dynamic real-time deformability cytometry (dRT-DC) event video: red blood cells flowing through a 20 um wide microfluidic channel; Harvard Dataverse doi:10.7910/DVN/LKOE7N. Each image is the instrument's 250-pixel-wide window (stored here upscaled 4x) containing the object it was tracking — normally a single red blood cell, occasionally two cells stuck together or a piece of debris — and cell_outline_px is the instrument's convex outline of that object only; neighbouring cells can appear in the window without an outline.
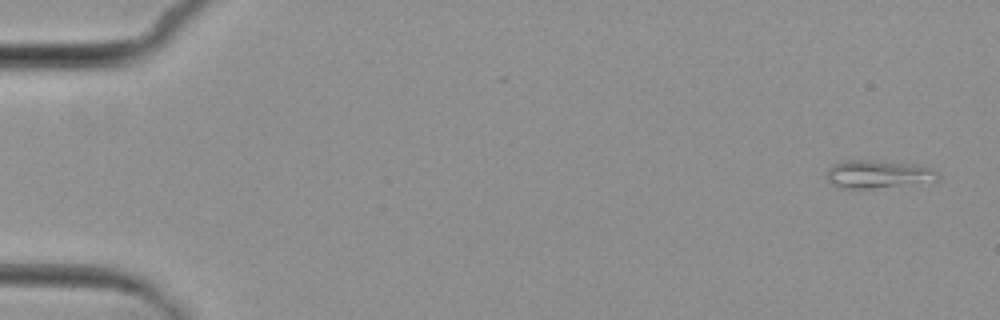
{"species": "common noctule bat (a hibernating species)", "species_latin": "Nyctalus noctula", "temperature_condition": "cold", "stored_images_in_passage": 7, "camera_frame_rate_fps": 3000, "um_per_image_px": 0.085, "animal": {"sex": "female", "body_mass_g": 29.2, "forearm_length_mm": 56.3}, "frame": {"image": 1, "passage_image": 7, "time_ms": 8.0, "image_size_px": [1000, 320], "cell_outline_px": [[940, 180], [872, 188], [840, 188], [832, 184], [828, 180], [828, 168], [832, 164], [844, 160], [872, 160], [916, 164], [932, 168], [936, 172]], "centroid_in_image_um": [74.61, 14.79], "position_along_channel_um": 10.4, "area_um2": 17.98}}